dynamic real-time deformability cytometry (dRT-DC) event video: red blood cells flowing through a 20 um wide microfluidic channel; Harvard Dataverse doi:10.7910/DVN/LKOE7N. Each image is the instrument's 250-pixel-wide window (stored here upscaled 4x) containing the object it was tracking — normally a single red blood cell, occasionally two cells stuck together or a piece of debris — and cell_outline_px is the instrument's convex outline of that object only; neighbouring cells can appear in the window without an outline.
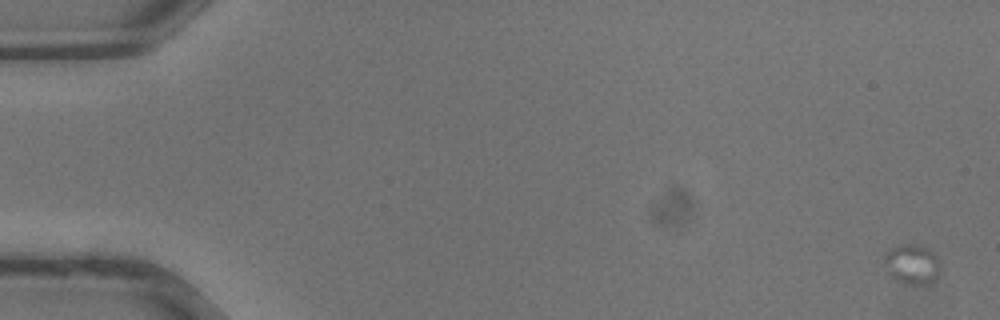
{"species": "common noctule bat (a hibernating species)", "species_latin": "Nyctalus noctula", "temperature_condition": "warm", "stored_images_in_passage": 19, "camera_frame_rate_fps": 3000, "um_per_image_px": 0.085, "animal": {"sex": "male", "body_mass_g": 13.3}, "frame": {"image": 1, "passage_image": 1, "time_ms": 0.0, "image_size_px": [1000, 320], "cell_outline_px": [[940, 272], [932, 280], [924, 284], [904, 284], [896, 280], [892, 276], [884, 260], [884, 256], [892, 248], [904, 244], [916, 244], [928, 248], [936, 256], [940, 264]], "centroid_in_image_um": [77.55, 22.45], "position_along_channel_um": 7.4, "area_um2": 12.66}}